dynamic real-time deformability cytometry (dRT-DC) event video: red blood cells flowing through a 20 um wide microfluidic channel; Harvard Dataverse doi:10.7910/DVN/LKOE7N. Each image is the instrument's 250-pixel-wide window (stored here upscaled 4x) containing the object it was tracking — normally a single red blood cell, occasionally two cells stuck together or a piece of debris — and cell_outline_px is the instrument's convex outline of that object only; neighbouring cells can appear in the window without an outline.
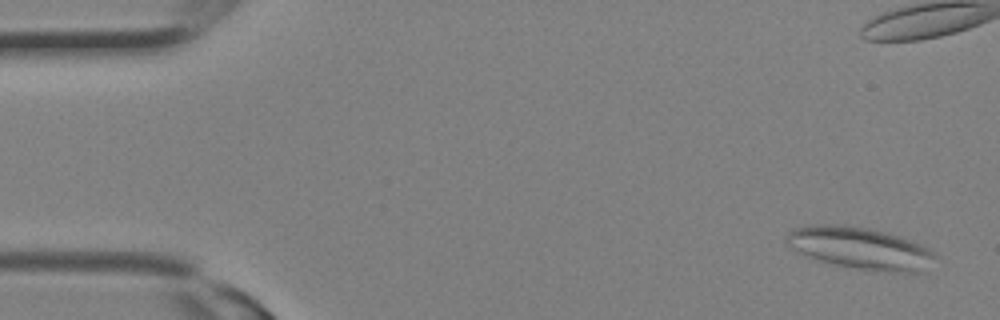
{"species": "Egyptian fruit bat (a non-hibernating species)", "species_latin": "Rousettus aegyptiacus", "temperature_condition": "room temperature", "stored_images_in_passage": 10, "camera_frame_rate_fps": 3000, "um_per_image_px": 0.085, "animal": {"sex": "female"}, "frame": {"image": 1, "passage_image": 2, "time_ms": 0.333, "image_size_px": [1000, 320], "cell_outline_px": [[936, 256], [924, 272], [896, 272], [860, 268], [836, 264], [820, 260], [800, 252], [784, 244], [784, 240], [788, 232], [796, 228], [808, 224], [832, 224], [868, 228], [896, 236], [908, 240], [928, 248], [936, 252]], "centroid_in_image_um": [73.09, 21.08], "position_along_channel_um": 11.9, "area_um2": 35.6}}